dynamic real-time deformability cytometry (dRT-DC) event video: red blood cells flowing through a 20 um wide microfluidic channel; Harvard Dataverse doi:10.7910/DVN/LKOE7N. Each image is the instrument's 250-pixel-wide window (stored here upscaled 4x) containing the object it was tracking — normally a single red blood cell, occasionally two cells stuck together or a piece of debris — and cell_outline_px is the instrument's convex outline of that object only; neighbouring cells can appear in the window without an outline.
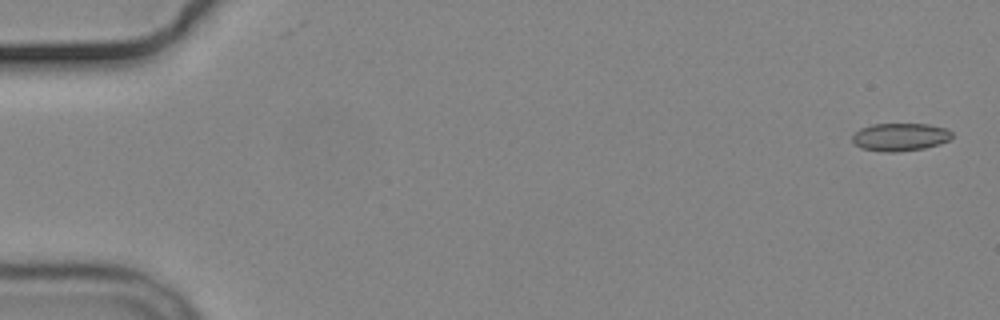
{"species": "common noctule bat (a hibernating species)", "species_latin": "Nyctalus noctula", "temperature_condition": "cold", "stored_images_in_passage": 56, "camera_frame_rate_fps": 3000, "um_per_image_px": 0.085, "animal": {"sex": "male", "body_mass_g": 19.2, "forearm_length_mm": 51.8}, "frame": {"image": 1, "passage_image": 2, "time_ms": 0.333, "image_size_px": [1000, 320], "cell_outline_px": [[952, 136], [948, 140], [940, 144], [924, 148], [896, 152], [884, 152], [860, 148], [852, 140], [852, 136], [860, 128], [872, 124], [928, 124], [944, 128], [952, 132]], "centroid_in_image_um": [76.49, 11.64], "position_along_channel_um": 8.5, "area_um2": 16.13}}
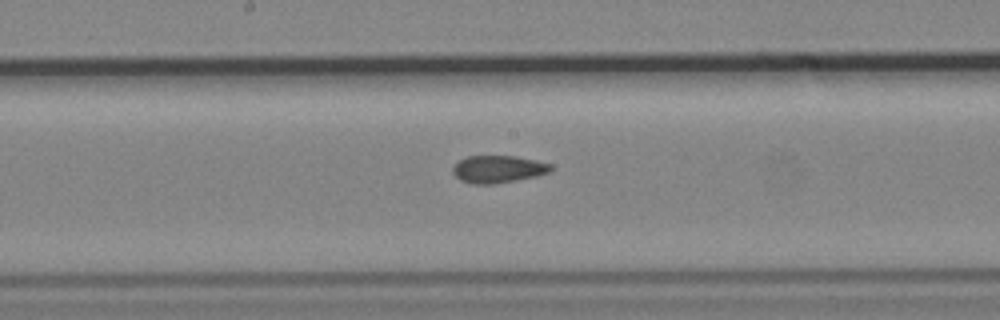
{"frame": {"image": 2, "passage_image": 30, "time_ms": 9.667, "image_size_px": [1000, 320], "cell_outline_px": [[552, 168], [548, 172], [536, 176], [492, 184], [472, 184], [460, 180], [452, 172], [452, 168], [460, 160], [468, 156], [516, 156], [552, 164]], "centroid_in_image_um": [42.32, 14.37], "position_along_channel_um": 205.9, "area_um2": 15.43}}
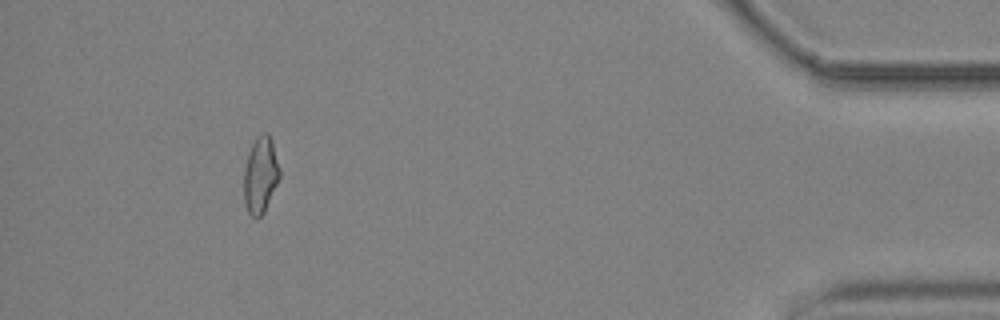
{"frame": {"image": 3, "passage_image": 52, "time_ms": 17.0, "image_size_px": [1000, 320], "cell_outline_px": [[280, 176], [264, 212], [256, 220], [248, 212], [244, 204], [244, 168], [248, 152], [256, 136], [264, 132], [268, 132], [272, 140], [280, 168]], "centroid_in_image_um": [22.13, 14.86], "position_along_channel_um": 413.1, "area_um2": 16.07}, "authors_computed_cell_mechanics": {"area_um2": 16.0106, "velocity_mm_per_s": 3.6802, "shape_relaxation_time_tau1_ms": null, "shape_relaxation_time_tau2_ms": 3.5236, "deformation_change_tau1": null, "deformation_change_tau2": 0.0858}}